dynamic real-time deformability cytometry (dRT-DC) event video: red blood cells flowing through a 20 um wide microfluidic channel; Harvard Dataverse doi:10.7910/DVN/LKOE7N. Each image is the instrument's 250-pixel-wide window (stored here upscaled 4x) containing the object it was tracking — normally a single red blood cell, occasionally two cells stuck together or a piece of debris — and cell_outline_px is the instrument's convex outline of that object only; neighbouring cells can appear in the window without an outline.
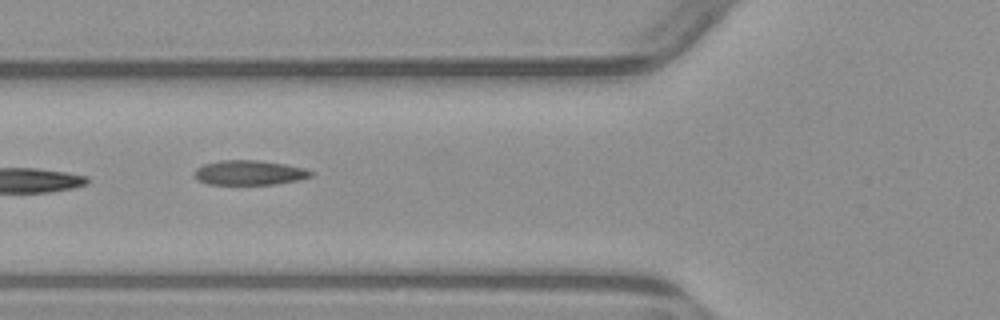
{"species": "common noctule bat (a hibernating species)", "species_latin": "Nyctalus noctula", "temperature_condition": "warm", "stored_images_in_passage": 7, "camera_frame_rate_fps": 3000, "um_per_image_px": 0.085, "animal": {"sex": "male", "body_mass_g": 23.1, "forearm_length_mm": 52.7}, "frame": {"image": 1, "passage_image": 6, "time_ms": 6.0, "image_size_px": [1000, 320], "cell_outline_px": [[316, 172], [312, 176], [300, 180], [276, 184], [208, 184], [196, 180], [192, 176], [196, 168], [204, 164], [220, 160], [260, 160], [284, 164], [304, 168]], "centroid_in_image_um": [21.19, 14.68], "position_along_channel_um": 104.6, "area_um2": 16.99}}
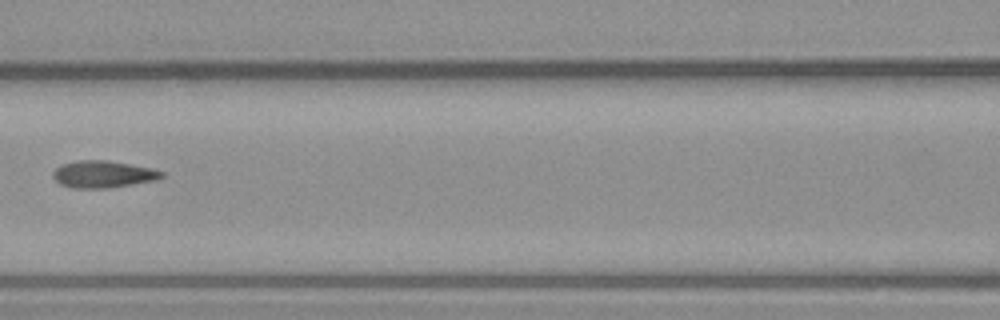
{"frame": {"image": 2, "passage_image": 7, "time_ms": 7.333, "image_size_px": [1000, 320], "cell_outline_px": [[164, 176], [156, 180], [108, 188], [72, 188], [60, 184], [52, 176], [52, 172], [60, 164], [76, 160], [108, 160], [152, 168], [164, 172]], "centroid_in_image_um": [8.74, 14.8], "position_along_channel_um": 157.9, "area_um2": 17.22}}